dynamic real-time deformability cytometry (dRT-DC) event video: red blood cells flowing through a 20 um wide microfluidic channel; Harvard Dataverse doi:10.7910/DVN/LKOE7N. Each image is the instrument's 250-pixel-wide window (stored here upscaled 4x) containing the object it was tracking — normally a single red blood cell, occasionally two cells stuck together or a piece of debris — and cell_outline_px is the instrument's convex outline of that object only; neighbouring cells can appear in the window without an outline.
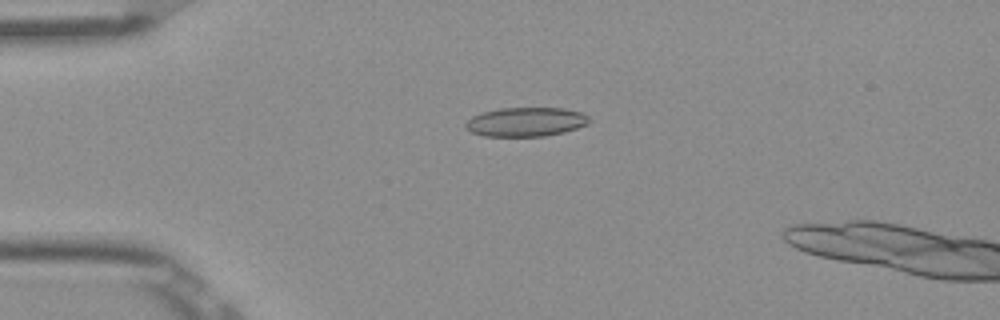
{"species": "Egyptian fruit bat (a non-hibernating species)", "species_latin": "Rousettus aegyptiacus", "temperature_condition": "room temperature", "stored_images_in_passage": 50, "camera_frame_rate_fps": 3000, "um_per_image_px": 0.085, "frame": {"image": 1, "passage_image": 13, "time_ms": 4.0, "image_size_px": [1000, 320], "cell_outline_px": [[588, 124], [564, 132], [544, 136], [484, 136], [472, 132], [464, 128], [464, 124], [472, 116], [484, 112], [500, 108], [564, 108], [580, 112], [588, 116]], "centroid_in_image_um": [44.67, 10.36], "position_along_channel_um": 40.3, "area_um2": 20.87}}
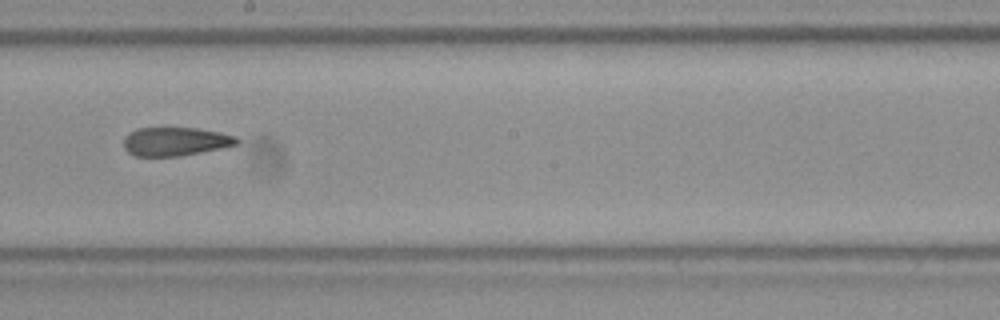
{"frame": {"image": 2, "passage_image": 30, "time_ms": 9.667, "image_size_px": [1000, 320], "cell_outline_px": [[240, 144], [180, 156], [136, 156], [128, 152], [124, 148], [124, 136], [128, 132], [136, 128], [196, 128], [220, 132], [236, 136], [240, 140]], "centroid_in_image_um": [14.9, 12.02], "position_along_channel_um": 233.3, "area_um2": 18.96}}
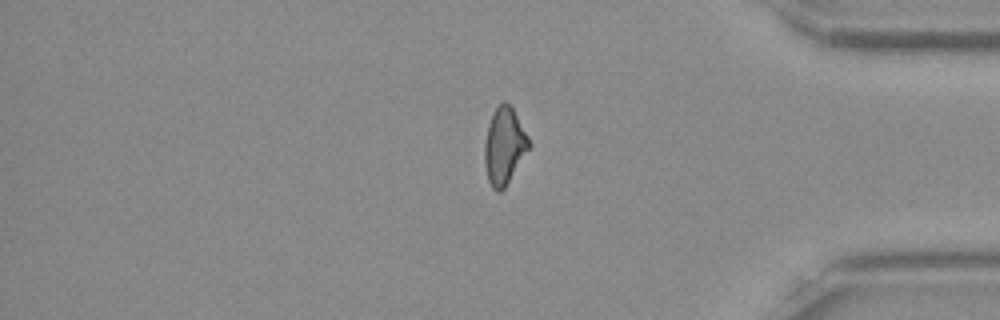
{"frame": {"image": 3, "passage_image": 44, "time_ms": 14.333, "image_size_px": [1000, 320], "cell_outline_px": [[532, 144], [504, 188], [500, 192], [496, 192], [492, 188], [488, 180], [484, 164], [484, 144], [488, 124], [492, 112], [504, 100], [512, 108], [528, 136]], "centroid_in_image_um": [42.84, 12.42], "position_along_channel_um": 392.4, "area_um2": 19.77}}